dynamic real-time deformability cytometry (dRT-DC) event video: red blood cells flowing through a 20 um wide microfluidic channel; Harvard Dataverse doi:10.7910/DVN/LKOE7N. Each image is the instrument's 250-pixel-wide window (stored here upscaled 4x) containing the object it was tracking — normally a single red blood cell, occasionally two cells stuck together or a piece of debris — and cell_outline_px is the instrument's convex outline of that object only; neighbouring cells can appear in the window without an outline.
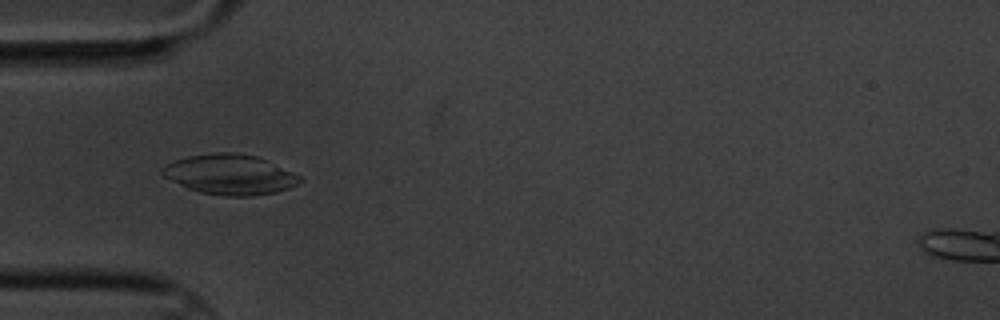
{"species": "common noctule bat (a hibernating species)", "species_latin": "Nyctalus noctula", "temperature_condition": "cold", "stored_images_in_passage": 5, "camera_frame_rate_fps": 3000, "um_per_image_px": 0.085, "animal": {"sex": "male", "body_mass_g": 20.1, "forearm_length_mm": 53.5}, "frame": {"image": 1, "passage_image": 4, "time_ms": 3.667, "image_size_px": [1000, 320], "cell_outline_px": [[304, 180], [288, 188], [276, 192], [252, 196], [224, 196], [200, 192], [188, 188], [164, 176], [160, 172], [160, 168], [176, 160], [188, 156], [216, 152], [232, 152], [256, 156], [268, 160], [300, 176]], "centroid_in_image_um": [19.56, 14.83], "position_along_channel_um": 65.4, "area_um2": 31.96}}
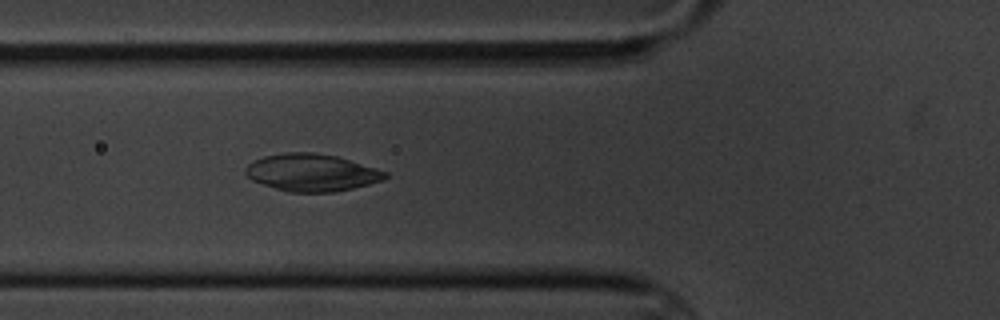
{"frame": {"image": 2, "passage_image": 5, "time_ms": 4.667, "image_size_px": [1000, 320], "cell_outline_px": [[388, 176], [384, 180], [352, 188], [332, 192], [288, 192], [252, 180], [244, 172], [244, 168], [252, 160], [264, 156], [284, 152], [312, 152], [336, 156], [376, 168], [388, 172]], "centroid_in_image_um": [26.48, 14.66], "position_along_channel_um": 99.3, "area_um2": 30.29}}